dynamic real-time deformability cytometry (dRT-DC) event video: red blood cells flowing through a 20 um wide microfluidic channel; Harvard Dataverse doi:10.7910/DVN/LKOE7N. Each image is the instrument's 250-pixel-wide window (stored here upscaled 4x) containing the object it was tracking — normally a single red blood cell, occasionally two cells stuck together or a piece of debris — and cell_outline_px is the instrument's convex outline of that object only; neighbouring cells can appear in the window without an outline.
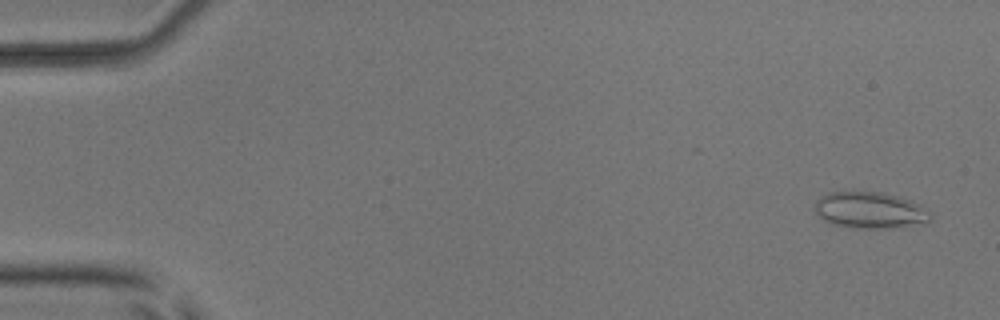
{"species": "common noctule bat (a hibernating species)", "species_latin": "Nyctalus noctula", "temperature_condition": "room temperature", "stored_images_in_passage": 5, "camera_frame_rate_fps": 3000, "um_per_image_px": 0.085, "animal": {"sex": "male", "body_mass_g": 17.9, "forearm_length_mm": 54.2}, "frame": {"image": 1, "passage_image": 1, "time_ms": 0.0, "image_size_px": [1000, 320], "cell_outline_px": [[932, 220], [892, 228], [856, 228], [832, 224], [824, 220], [816, 212], [816, 200], [828, 192], [852, 188], [880, 192], [896, 196], [920, 204], [932, 216]], "centroid_in_image_um": [73.88, 17.82], "position_along_channel_um": 11.1, "area_um2": 24.85}}